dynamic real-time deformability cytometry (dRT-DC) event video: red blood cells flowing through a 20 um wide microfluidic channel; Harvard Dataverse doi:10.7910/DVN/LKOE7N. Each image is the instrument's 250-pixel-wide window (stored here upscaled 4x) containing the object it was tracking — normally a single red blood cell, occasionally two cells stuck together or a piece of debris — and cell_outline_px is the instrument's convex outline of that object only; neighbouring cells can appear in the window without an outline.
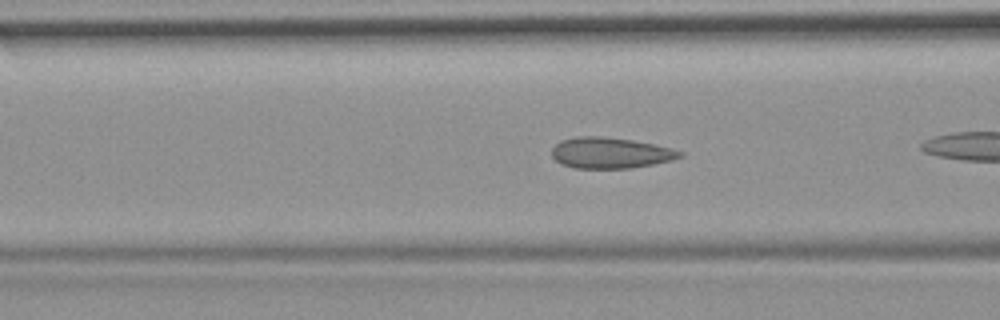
{"species": "common noctule bat (a hibernating species)", "species_latin": "Nyctalus noctula", "temperature_condition": "room temperature", "stored_images_in_passage": 39, "camera_frame_rate_fps": 3000, "um_per_image_px": 0.085, "animal": {"sex": "female", "body_mass_g": 19.9}, "frame": {"image": 1, "passage_image": 17, "time_ms": 5.333, "image_size_px": [1000, 320], "cell_outline_px": [[684, 156], [672, 160], [632, 168], [576, 168], [560, 164], [552, 156], [552, 148], [560, 140], [576, 136], [600, 136], [632, 140], [672, 148], [684, 152]], "centroid_in_image_um": [51.88, 12.99], "position_along_channel_um": 114.7, "area_um2": 23.12}}